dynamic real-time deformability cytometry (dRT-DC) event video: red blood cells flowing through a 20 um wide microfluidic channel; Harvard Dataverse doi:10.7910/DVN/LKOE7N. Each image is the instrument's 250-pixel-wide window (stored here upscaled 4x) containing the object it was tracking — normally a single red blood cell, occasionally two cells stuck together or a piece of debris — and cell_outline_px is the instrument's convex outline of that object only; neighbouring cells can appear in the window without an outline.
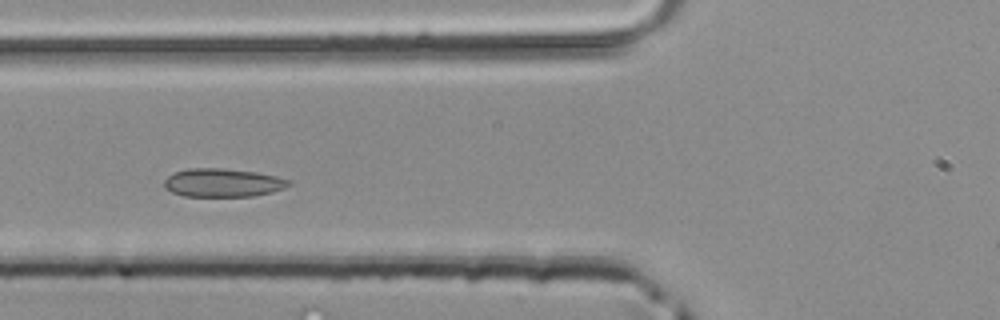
{"species": "common noctule bat (a hibernating species)", "species_latin": "Nyctalus noctula", "temperature_condition": "room temperature", "stored_images_in_passage": 4, "camera_frame_rate_fps": 3000, "um_per_image_px": 0.085, "animal": {"sex": "male", "body_mass_g": 20.4}, "frame": {"image": 1, "passage_image": 4, "time_ms": 1.0, "image_size_px": [1000, 320], "cell_outline_px": [[292, 184], [284, 188], [272, 192], [252, 196], [184, 196], [172, 192], [164, 188], [164, 180], [172, 172], [188, 168], [220, 168], [256, 172], [276, 176], [292, 180]], "centroid_in_image_um": [18.93, 15.52], "position_along_channel_um": 106.9, "area_um2": 20.75}}